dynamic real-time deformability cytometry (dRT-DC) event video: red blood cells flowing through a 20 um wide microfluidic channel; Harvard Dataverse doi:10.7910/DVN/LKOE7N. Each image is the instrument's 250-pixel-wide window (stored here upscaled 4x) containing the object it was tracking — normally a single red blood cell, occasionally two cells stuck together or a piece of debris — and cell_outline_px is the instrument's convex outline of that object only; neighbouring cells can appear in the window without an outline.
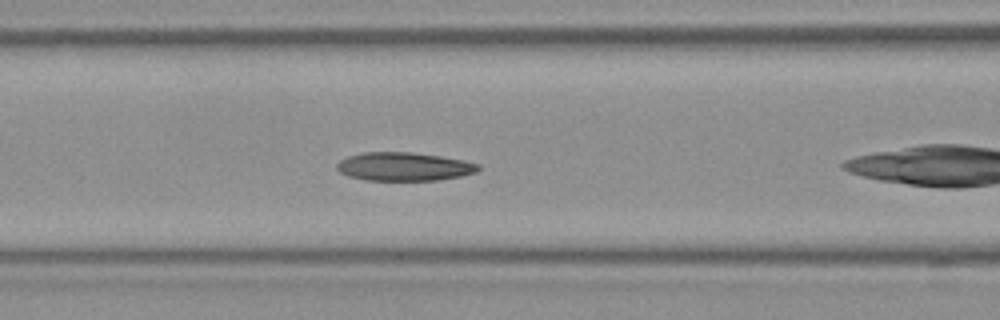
{"species": "Egyptian fruit bat (a non-hibernating species)", "species_latin": "Rousettus aegyptiacus", "temperature_condition": "room temperature", "stored_images_in_passage": 37, "camera_frame_rate_fps": 3000, "um_per_image_px": 0.085, "frame": {"image": 1, "passage_image": 7, "time_ms": 2.0, "image_size_px": [1000, 320], "cell_outline_px": [[480, 168], [476, 172], [460, 176], [436, 180], [364, 180], [348, 176], [340, 172], [336, 168], [336, 164], [340, 160], [348, 156], [364, 152], [412, 152], [440, 156], [464, 160], [480, 164]], "centroid_in_image_um": [34.32, 14.15], "position_along_channel_um": 132.3, "area_um2": 23.47}}
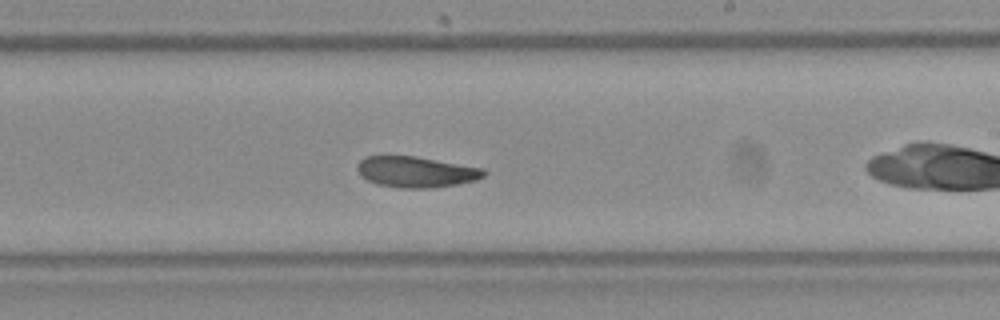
{"frame": {"image": 2, "passage_image": 16, "time_ms": 5.0, "image_size_px": [1000, 320], "cell_outline_px": [[488, 172], [484, 176], [476, 180], [460, 184], [432, 188], [400, 188], [376, 184], [360, 176], [356, 168], [356, 164], [364, 156], [416, 156], [484, 168]], "centroid_in_image_um": [35.37, 14.61], "position_along_channel_um": 253.6, "area_um2": 23.12}}
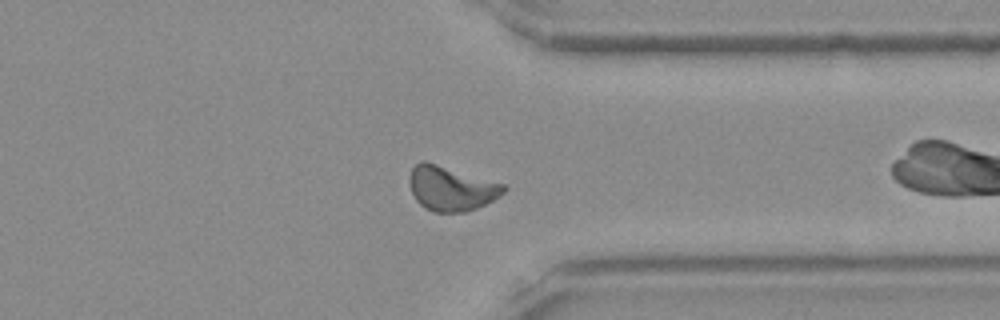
{"frame": {"image": 3, "passage_image": 25, "time_ms": 8.0, "image_size_px": [1000, 320], "cell_outline_px": [[508, 188], [504, 192], [492, 200], [476, 208], [464, 212], [432, 212], [424, 208], [416, 200], [412, 192], [408, 180], [408, 176], [412, 168], [420, 160], [424, 160], [504, 184]], "centroid_in_image_um": [38.3, 16.01], "position_along_channel_um": 373.1, "area_um2": 24.39}, "authors_computed_cell_mechanics": {"area_um2": 23.409, "velocity_mm_per_s": 4.0476, "shape_relaxation_time_tau1_ms": 3.2484, "shape_relaxation_time_tau2_ms": 4.9818, "deformation_change_tau1": 0.0812, "deformation_change_tau2": 0.0845}}